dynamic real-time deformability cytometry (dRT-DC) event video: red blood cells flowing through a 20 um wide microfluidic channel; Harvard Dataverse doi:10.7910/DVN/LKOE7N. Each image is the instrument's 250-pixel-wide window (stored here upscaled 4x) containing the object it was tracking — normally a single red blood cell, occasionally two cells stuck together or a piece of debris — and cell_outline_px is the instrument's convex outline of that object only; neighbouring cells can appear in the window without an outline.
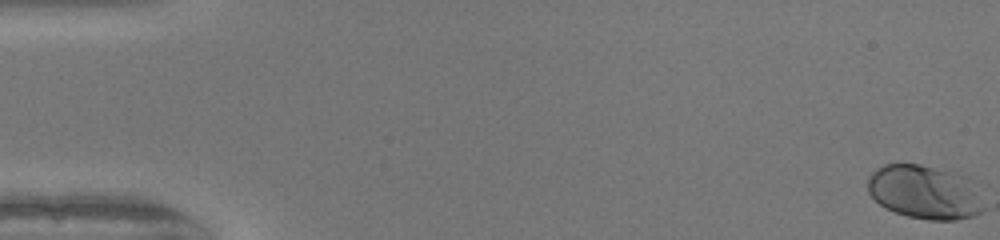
{"species": "human", "species_latin": "Homo sapiens", "temperature_condition": "warm", "stored_images_in_passage": 52, "camera_frame_rate_fps": 3000, "um_per_image_px": 0.085, "donor": {"sex": "female"}, "frame": {"image": 1, "passage_image": 1, "time_ms": 0.0, "image_size_px": [1000, 240], "cell_outline_px": [[984, 208], [980, 212], [972, 216], [956, 220], [928, 220], [908, 216], [884, 208], [868, 192], [868, 180], [872, 172], [876, 168], [884, 164], [920, 164], [968, 176]], "centroid_in_image_um": [78.56, 16.33], "position_along_channel_um": 6.4, "area_um2": 36.13}}
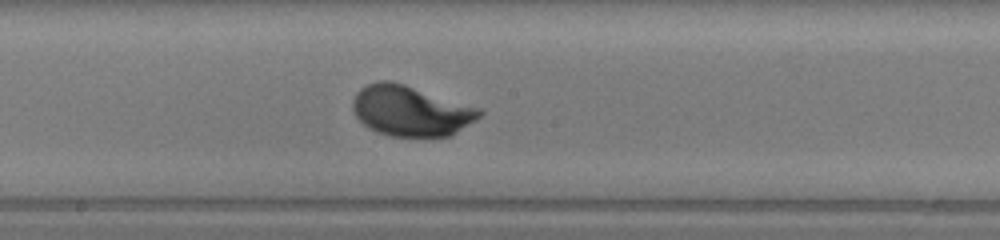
{"frame": {"image": 2, "passage_image": 29, "time_ms": 9.333, "image_size_px": [1000, 240], "cell_outline_px": [[484, 112], [480, 116], [452, 136], [392, 136], [368, 128], [356, 116], [352, 108], [352, 100], [356, 92], [360, 88], [368, 84], [380, 80], [388, 80], [404, 84], [480, 108]], "centroid_in_image_um": [34.9, 9.41], "position_along_channel_um": 213.3, "area_um2": 36.99}}
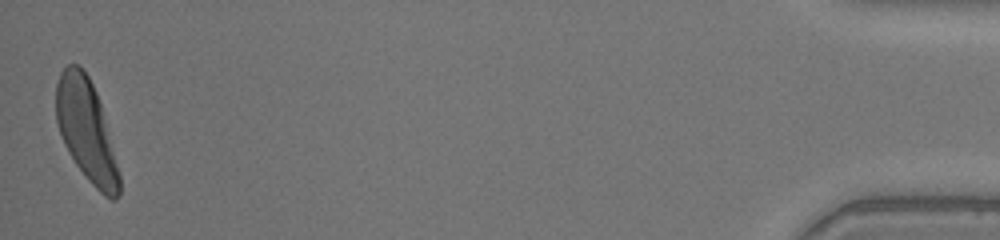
{"frame": {"image": 3, "passage_image": 52, "time_ms": 17.0, "image_size_px": [1000, 240], "cell_outline_px": [[120, 196], [116, 200], [112, 200], [104, 196], [88, 180], [76, 164], [68, 152], [64, 144], [56, 120], [56, 84], [60, 72], [68, 64], [80, 64], [88, 76], [96, 92], [100, 104], [120, 176]], "centroid_in_image_um": [7.32, 11.08], "position_along_channel_um": 427.9, "area_um2": 36.93}, "authors_computed_cell_mechanics": {"area_um2": 36.0094, "velocity_mm_per_s": 4.0472, "shape_relaxation_time_tau1_ms": 1.9505, "shape_relaxation_time_tau2_ms": null, "deformation_change_tau1": 0.1454, "deformation_change_tau2": null}}